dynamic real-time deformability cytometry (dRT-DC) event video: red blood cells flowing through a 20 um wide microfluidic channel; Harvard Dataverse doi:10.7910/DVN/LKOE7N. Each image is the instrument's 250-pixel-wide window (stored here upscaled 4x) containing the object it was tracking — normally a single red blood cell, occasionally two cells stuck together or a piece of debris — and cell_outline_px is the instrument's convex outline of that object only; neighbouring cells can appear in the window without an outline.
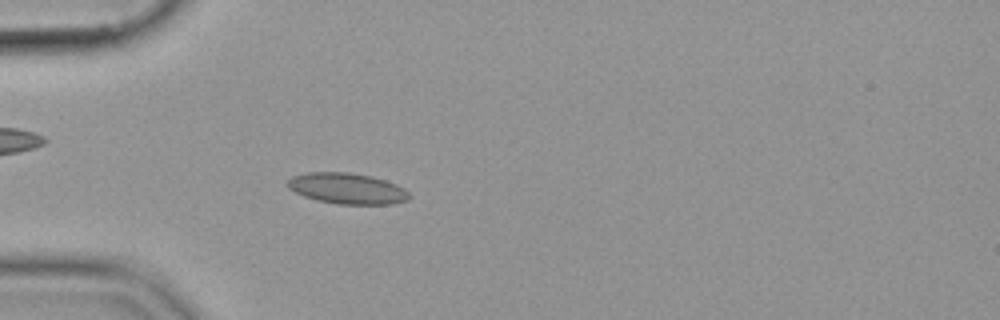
{"species": "common noctule bat (a hibernating species)", "species_latin": "Nyctalus noctula", "temperature_condition": "cold", "stored_images_in_passage": 54, "camera_frame_rate_fps": 3000, "um_per_image_px": 0.085, "animal": {"sex": "female", "body_mass_g": 19.9}, "frame": {"image": 1, "passage_image": 16, "time_ms": 5.0, "image_size_px": [1000, 320], "cell_outline_px": [[412, 196], [408, 200], [392, 204], [336, 204], [316, 200], [304, 196], [288, 188], [284, 184], [292, 176], [308, 172], [348, 172], [372, 176], [396, 184], [404, 188]], "centroid_in_image_um": [29.5, 16.02], "position_along_channel_um": 55.5, "area_um2": 22.08}}
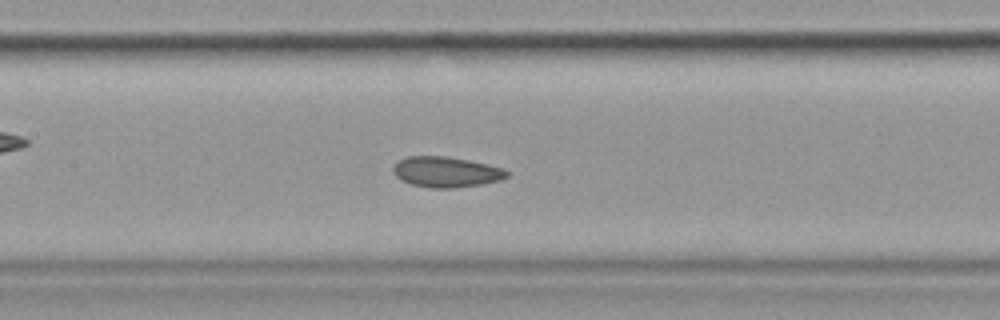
{"frame": {"image": 2, "passage_image": 26, "time_ms": 8.333, "image_size_px": [1000, 320], "cell_outline_px": [[508, 176], [500, 180], [480, 184], [452, 188], [428, 188], [412, 184], [400, 180], [392, 172], [392, 168], [400, 160], [408, 156], [444, 156], [468, 160], [488, 164], [504, 168], [508, 172]], "centroid_in_image_um": [37.91, 14.62], "position_along_channel_um": 169.5, "area_um2": 20.17}}
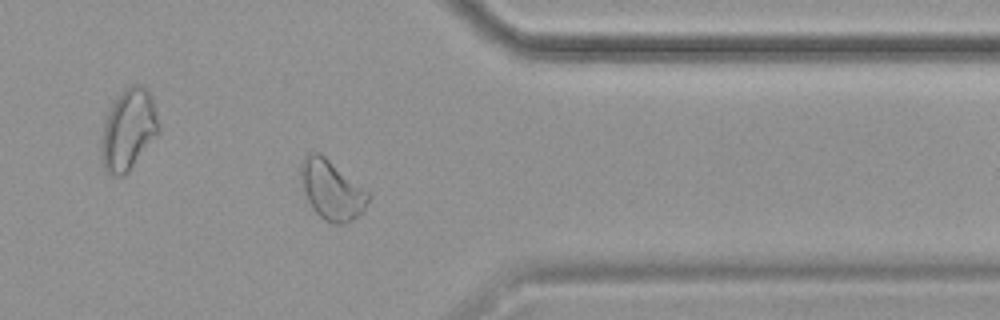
{"frame": {"image": 3, "passage_image": 44, "time_ms": 14.333, "image_size_px": [1000, 320], "cell_outline_px": [[372, 196], [364, 208], [352, 220], [344, 224], [336, 224], [324, 220], [312, 208], [308, 200], [300, 180], [300, 164], [304, 156], [308, 152], [320, 152], [368, 192]], "centroid_in_image_um": [28.16, 16.12], "position_along_channel_um": 383.2, "area_um2": 23.18}}